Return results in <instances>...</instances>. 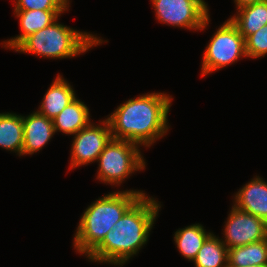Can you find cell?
<instances>
[{
    "label": "cell",
    "mask_w": 267,
    "mask_h": 267,
    "mask_svg": "<svg viewBox=\"0 0 267 267\" xmlns=\"http://www.w3.org/2000/svg\"><path fill=\"white\" fill-rule=\"evenodd\" d=\"M263 0H234V3L236 4V10L239 8H242L247 5L255 4L257 2H261Z\"/></svg>",
    "instance_id": "obj_22"
},
{
    "label": "cell",
    "mask_w": 267,
    "mask_h": 267,
    "mask_svg": "<svg viewBox=\"0 0 267 267\" xmlns=\"http://www.w3.org/2000/svg\"><path fill=\"white\" fill-rule=\"evenodd\" d=\"M143 195L142 190L110 192L96 199L82 214L76 228L73 247L86 257L103 241L115 223Z\"/></svg>",
    "instance_id": "obj_3"
},
{
    "label": "cell",
    "mask_w": 267,
    "mask_h": 267,
    "mask_svg": "<svg viewBox=\"0 0 267 267\" xmlns=\"http://www.w3.org/2000/svg\"><path fill=\"white\" fill-rule=\"evenodd\" d=\"M195 267H228V249L213 233L206 239L193 259Z\"/></svg>",
    "instance_id": "obj_19"
},
{
    "label": "cell",
    "mask_w": 267,
    "mask_h": 267,
    "mask_svg": "<svg viewBox=\"0 0 267 267\" xmlns=\"http://www.w3.org/2000/svg\"><path fill=\"white\" fill-rule=\"evenodd\" d=\"M172 103L170 94L152 92L128 99L106 118L112 138L151 147L167 134L168 113Z\"/></svg>",
    "instance_id": "obj_1"
},
{
    "label": "cell",
    "mask_w": 267,
    "mask_h": 267,
    "mask_svg": "<svg viewBox=\"0 0 267 267\" xmlns=\"http://www.w3.org/2000/svg\"><path fill=\"white\" fill-rule=\"evenodd\" d=\"M247 267H267V265H261V266L254 265V266H247Z\"/></svg>",
    "instance_id": "obj_23"
},
{
    "label": "cell",
    "mask_w": 267,
    "mask_h": 267,
    "mask_svg": "<svg viewBox=\"0 0 267 267\" xmlns=\"http://www.w3.org/2000/svg\"><path fill=\"white\" fill-rule=\"evenodd\" d=\"M224 239L227 249L244 246L267 238V223L250 213L237 209L234 205L224 225Z\"/></svg>",
    "instance_id": "obj_9"
},
{
    "label": "cell",
    "mask_w": 267,
    "mask_h": 267,
    "mask_svg": "<svg viewBox=\"0 0 267 267\" xmlns=\"http://www.w3.org/2000/svg\"><path fill=\"white\" fill-rule=\"evenodd\" d=\"M65 11L69 10H14V15L19 18L21 34L1 44L14 50L26 37L49 26Z\"/></svg>",
    "instance_id": "obj_12"
},
{
    "label": "cell",
    "mask_w": 267,
    "mask_h": 267,
    "mask_svg": "<svg viewBox=\"0 0 267 267\" xmlns=\"http://www.w3.org/2000/svg\"><path fill=\"white\" fill-rule=\"evenodd\" d=\"M211 234L212 232H207L203 225L195 223L182 229L179 228L173 238L180 254L188 261H193Z\"/></svg>",
    "instance_id": "obj_17"
},
{
    "label": "cell",
    "mask_w": 267,
    "mask_h": 267,
    "mask_svg": "<svg viewBox=\"0 0 267 267\" xmlns=\"http://www.w3.org/2000/svg\"><path fill=\"white\" fill-rule=\"evenodd\" d=\"M99 121L101 125L92 122L73 135L70 170L97 162L100 153L112 139L108 120Z\"/></svg>",
    "instance_id": "obj_8"
},
{
    "label": "cell",
    "mask_w": 267,
    "mask_h": 267,
    "mask_svg": "<svg viewBox=\"0 0 267 267\" xmlns=\"http://www.w3.org/2000/svg\"><path fill=\"white\" fill-rule=\"evenodd\" d=\"M233 205L267 223V181L255 176L236 192Z\"/></svg>",
    "instance_id": "obj_11"
},
{
    "label": "cell",
    "mask_w": 267,
    "mask_h": 267,
    "mask_svg": "<svg viewBox=\"0 0 267 267\" xmlns=\"http://www.w3.org/2000/svg\"><path fill=\"white\" fill-rule=\"evenodd\" d=\"M236 13L229 19L246 39L267 24V0L239 8Z\"/></svg>",
    "instance_id": "obj_15"
},
{
    "label": "cell",
    "mask_w": 267,
    "mask_h": 267,
    "mask_svg": "<svg viewBox=\"0 0 267 267\" xmlns=\"http://www.w3.org/2000/svg\"><path fill=\"white\" fill-rule=\"evenodd\" d=\"M24 140L22 156L32 155L42 150L56 133L53 120L37 111L28 116L23 115Z\"/></svg>",
    "instance_id": "obj_10"
},
{
    "label": "cell",
    "mask_w": 267,
    "mask_h": 267,
    "mask_svg": "<svg viewBox=\"0 0 267 267\" xmlns=\"http://www.w3.org/2000/svg\"><path fill=\"white\" fill-rule=\"evenodd\" d=\"M58 20L26 37L14 51L35 54L44 59H67L105 42L96 34L75 30Z\"/></svg>",
    "instance_id": "obj_4"
},
{
    "label": "cell",
    "mask_w": 267,
    "mask_h": 267,
    "mask_svg": "<svg viewBox=\"0 0 267 267\" xmlns=\"http://www.w3.org/2000/svg\"><path fill=\"white\" fill-rule=\"evenodd\" d=\"M161 204L141 196L115 223L103 241L87 256L92 262L123 266L147 244Z\"/></svg>",
    "instance_id": "obj_2"
},
{
    "label": "cell",
    "mask_w": 267,
    "mask_h": 267,
    "mask_svg": "<svg viewBox=\"0 0 267 267\" xmlns=\"http://www.w3.org/2000/svg\"><path fill=\"white\" fill-rule=\"evenodd\" d=\"M24 140L23 116L0 113V147L22 156Z\"/></svg>",
    "instance_id": "obj_16"
},
{
    "label": "cell",
    "mask_w": 267,
    "mask_h": 267,
    "mask_svg": "<svg viewBox=\"0 0 267 267\" xmlns=\"http://www.w3.org/2000/svg\"><path fill=\"white\" fill-rule=\"evenodd\" d=\"M53 120L55 132L74 135L91 123L88 106L77 97Z\"/></svg>",
    "instance_id": "obj_14"
},
{
    "label": "cell",
    "mask_w": 267,
    "mask_h": 267,
    "mask_svg": "<svg viewBox=\"0 0 267 267\" xmlns=\"http://www.w3.org/2000/svg\"><path fill=\"white\" fill-rule=\"evenodd\" d=\"M139 148V145L131 141L112 138L98 157L97 180L118 186L135 171L146 169Z\"/></svg>",
    "instance_id": "obj_5"
},
{
    "label": "cell",
    "mask_w": 267,
    "mask_h": 267,
    "mask_svg": "<svg viewBox=\"0 0 267 267\" xmlns=\"http://www.w3.org/2000/svg\"><path fill=\"white\" fill-rule=\"evenodd\" d=\"M75 98L73 86L61 74H58L43 96L37 112L53 119Z\"/></svg>",
    "instance_id": "obj_13"
},
{
    "label": "cell",
    "mask_w": 267,
    "mask_h": 267,
    "mask_svg": "<svg viewBox=\"0 0 267 267\" xmlns=\"http://www.w3.org/2000/svg\"><path fill=\"white\" fill-rule=\"evenodd\" d=\"M245 53L253 59L267 55V24L245 39Z\"/></svg>",
    "instance_id": "obj_20"
},
{
    "label": "cell",
    "mask_w": 267,
    "mask_h": 267,
    "mask_svg": "<svg viewBox=\"0 0 267 267\" xmlns=\"http://www.w3.org/2000/svg\"><path fill=\"white\" fill-rule=\"evenodd\" d=\"M14 10H68L69 0H16Z\"/></svg>",
    "instance_id": "obj_21"
},
{
    "label": "cell",
    "mask_w": 267,
    "mask_h": 267,
    "mask_svg": "<svg viewBox=\"0 0 267 267\" xmlns=\"http://www.w3.org/2000/svg\"><path fill=\"white\" fill-rule=\"evenodd\" d=\"M158 22L189 30H204L210 14L204 0H150Z\"/></svg>",
    "instance_id": "obj_7"
},
{
    "label": "cell",
    "mask_w": 267,
    "mask_h": 267,
    "mask_svg": "<svg viewBox=\"0 0 267 267\" xmlns=\"http://www.w3.org/2000/svg\"><path fill=\"white\" fill-rule=\"evenodd\" d=\"M267 265V238L228 249V267Z\"/></svg>",
    "instance_id": "obj_18"
},
{
    "label": "cell",
    "mask_w": 267,
    "mask_h": 267,
    "mask_svg": "<svg viewBox=\"0 0 267 267\" xmlns=\"http://www.w3.org/2000/svg\"><path fill=\"white\" fill-rule=\"evenodd\" d=\"M246 57L245 39L238 28L227 19L212 35L202 58L201 74L213 73Z\"/></svg>",
    "instance_id": "obj_6"
}]
</instances>
